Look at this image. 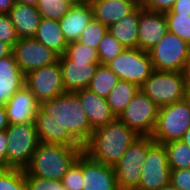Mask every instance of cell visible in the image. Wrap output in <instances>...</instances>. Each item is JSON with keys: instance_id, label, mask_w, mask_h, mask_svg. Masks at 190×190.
Segmentation results:
<instances>
[{"instance_id": "cell-1", "label": "cell", "mask_w": 190, "mask_h": 190, "mask_svg": "<svg viewBox=\"0 0 190 190\" xmlns=\"http://www.w3.org/2000/svg\"><path fill=\"white\" fill-rule=\"evenodd\" d=\"M139 137L134 130L116 118L93 131L83 146V152L95 161L114 166Z\"/></svg>"}, {"instance_id": "cell-2", "label": "cell", "mask_w": 190, "mask_h": 190, "mask_svg": "<svg viewBox=\"0 0 190 190\" xmlns=\"http://www.w3.org/2000/svg\"><path fill=\"white\" fill-rule=\"evenodd\" d=\"M83 147L40 142L33 153L25 177L62 180L69 167L77 160Z\"/></svg>"}, {"instance_id": "cell-3", "label": "cell", "mask_w": 190, "mask_h": 190, "mask_svg": "<svg viewBox=\"0 0 190 190\" xmlns=\"http://www.w3.org/2000/svg\"><path fill=\"white\" fill-rule=\"evenodd\" d=\"M44 113L53 115L63 128L84 146L93 134L83 106L75 92H64L52 100L40 102Z\"/></svg>"}, {"instance_id": "cell-4", "label": "cell", "mask_w": 190, "mask_h": 190, "mask_svg": "<svg viewBox=\"0 0 190 190\" xmlns=\"http://www.w3.org/2000/svg\"><path fill=\"white\" fill-rule=\"evenodd\" d=\"M187 84L185 72L154 70L140 89L161 108L185 99Z\"/></svg>"}, {"instance_id": "cell-5", "label": "cell", "mask_w": 190, "mask_h": 190, "mask_svg": "<svg viewBox=\"0 0 190 190\" xmlns=\"http://www.w3.org/2000/svg\"><path fill=\"white\" fill-rule=\"evenodd\" d=\"M7 134V168L24 170L40 141L35 122L9 124Z\"/></svg>"}, {"instance_id": "cell-6", "label": "cell", "mask_w": 190, "mask_h": 190, "mask_svg": "<svg viewBox=\"0 0 190 190\" xmlns=\"http://www.w3.org/2000/svg\"><path fill=\"white\" fill-rule=\"evenodd\" d=\"M148 53L155 71L185 72L190 57V45L168 31Z\"/></svg>"}, {"instance_id": "cell-7", "label": "cell", "mask_w": 190, "mask_h": 190, "mask_svg": "<svg viewBox=\"0 0 190 190\" xmlns=\"http://www.w3.org/2000/svg\"><path fill=\"white\" fill-rule=\"evenodd\" d=\"M190 127V107L183 99L159 108L154 131L151 135L155 142L165 144L181 140Z\"/></svg>"}, {"instance_id": "cell-8", "label": "cell", "mask_w": 190, "mask_h": 190, "mask_svg": "<svg viewBox=\"0 0 190 190\" xmlns=\"http://www.w3.org/2000/svg\"><path fill=\"white\" fill-rule=\"evenodd\" d=\"M153 142L151 136H140L114 165L119 190H134L138 187L142 165Z\"/></svg>"}, {"instance_id": "cell-9", "label": "cell", "mask_w": 190, "mask_h": 190, "mask_svg": "<svg viewBox=\"0 0 190 190\" xmlns=\"http://www.w3.org/2000/svg\"><path fill=\"white\" fill-rule=\"evenodd\" d=\"M106 65L120 80L135 83L139 87L154 71L149 53L139 48H125Z\"/></svg>"}, {"instance_id": "cell-10", "label": "cell", "mask_w": 190, "mask_h": 190, "mask_svg": "<svg viewBox=\"0 0 190 190\" xmlns=\"http://www.w3.org/2000/svg\"><path fill=\"white\" fill-rule=\"evenodd\" d=\"M159 107L140 89L118 119L140 136H151Z\"/></svg>"}, {"instance_id": "cell-11", "label": "cell", "mask_w": 190, "mask_h": 190, "mask_svg": "<svg viewBox=\"0 0 190 190\" xmlns=\"http://www.w3.org/2000/svg\"><path fill=\"white\" fill-rule=\"evenodd\" d=\"M141 170L140 183L135 190H159L170 183L171 169L164 144L154 141L149 146Z\"/></svg>"}, {"instance_id": "cell-12", "label": "cell", "mask_w": 190, "mask_h": 190, "mask_svg": "<svg viewBox=\"0 0 190 190\" xmlns=\"http://www.w3.org/2000/svg\"><path fill=\"white\" fill-rule=\"evenodd\" d=\"M25 85L39 102L52 100L66 92L62 82V71L59 61L25 75Z\"/></svg>"}, {"instance_id": "cell-13", "label": "cell", "mask_w": 190, "mask_h": 190, "mask_svg": "<svg viewBox=\"0 0 190 190\" xmlns=\"http://www.w3.org/2000/svg\"><path fill=\"white\" fill-rule=\"evenodd\" d=\"M20 70L27 73L58 61L59 56L35 38L19 39L12 48Z\"/></svg>"}, {"instance_id": "cell-14", "label": "cell", "mask_w": 190, "mask_h": 190, "mask_svg": "<svg viewBox=\"0 0 190 190\" xmlns=\"http://www.w3.org/2000/svg\"><path fill=\"white\" fill-rule=\"evenodd\" d=\"M40 102L31 90L24 85L17 90L5 104L9 124H25L35 122Z\"/></svg>"}, {"instance_id": "cell-15", "label": "cell", "mask_w": 190, "mask_h": 190, "mask_svg": "<svg viewBox=\"0 0 190 190\" xmlns=\"http://www.w3.org/2000/svg\"><path fill=\"white\" fill-rule=\"evenodd\" d=\"M83 190H119L114 166L91 159L83 152Z\"/></svg>"}, {"instance_id": "cell-16", "label": "cell", "mask_w": 190, "mask_h": 190, "mask_svg": "<svg viewBox=\"0 0 190 190\" xmlns=\"http://www.w3.org/2000/svg\"><path fill=\"white\" fill-rule=\"evenodd\" d=\"M168 32L165 13L143 9L138 24V48L149 51Z\"/></svg>"}, {"instance_id": "cell-17", "label": "cell", "mask_w": 190, "mask_h": 190, "mask_svg": "<svg viewBox=\"0 0 190 190\" xmlns=\"http://www.w3.org/2000/svg\"><path fill=\"white\" fill-rule=\"evenodd\" d=\"M62 82L66 92L88 88L100 63H81L68 59L64 54L58 58Z\"/></svg>"}, {"instance_id": "cell-18", "label": "cell", "mask_w": 190, "mask_h": 190, "mask_svg": "<svg viewBox=\"0 0 190 190\" xmlns=\"http://www.w3.org/2000/svg\"><path fill=\"white\" fill-rule=\"evenodd\" d=\"M39 141L48 144L83 147L53 115L44 113L40 108L35 117Z\"/></svg>"}, {"instance_id": "cell-19", "label": "cell", "mask_w": 190, "mask_h": 190, "mask_svg": "<svg viewBox=\"0 0 190 190\" xmlns=\"http://www.w3.org/2000/svg\"><path fill=\"white\" fill-rule=\"evenodd\" d=\"M75 94L78 96L93 130L116 119L110 110L106 98L98 96L88 88L78 90Z\"/></svg>"}, {"instance_id": "cell-20", "label": "cell", "mask_w": 190, "mask_h": 190, "mask_svg": "<svg viewBox=\"0 0 190 190\" xmlns=\"http://www.w3.org/2000/svg\"><path fill=\"white\" fill-rule=\"evenodd\" d=\"M92 18L93 11L91 5L74 2L69 11L58 20L67 43L78 41Z\"/></svg>"}, {"instance_id": "cell-21", "label": "cell", "mask_w": 190, "mask_h": 190, "mask_svg": "<svg viewBox=\"0 0 190 190\" xmlns=\"http://www.w3.org/2000/svg\"><path fill=\"white\" fill-rule=\"evenodd\" d=\"M25 85V74L16 63L13 52L0 59V104L5 105Z\"/></svg>"}, {"instance_id": "cell-22", "label": "cell", "mask_w": 190, "mask_h": 190, "mask_svg": "<svg viewBox=\"0 0 190 190\" xmlns=\"http://www.w3.org/2000/svg\"><path fill=\"white\" fill-rule=\"evenodd\" d=\"M139 5L133 0H101L91 5L93 18L107 28L128 16Z\"/></svg>"}, {"instance_id": "cell-23", "label": "cell", "mask_w": 190, "mask_h": 190, "mask_svg": "<svg viewBox=\"0 0 190 190\" xmlns=\"http://www.w3.org/2000/svg\"><path fill=\"white\" fill-rule=\"evenodd\" d=\"M8 14L19 39L34 38L41 20L37 7L14 3Z\"/></svg>"}, {"instance_id": "cell-24", "label": "cell", "mask_w": 190, "mask_h": 190, "mask_svg": "<svg viewBox=\"0 0 190 190\" xmlns=\"http://www.w3.org/2000/svg\"><path fill=\"white\" fill-rule=\"evenodd\" d=\"M144 8L139 5L128 16L123 17L108 28V31L125 47L138 48V24L140 12Z\"/></svg>"}, {"instance_id": "cell-25", "label": "cell", "mask_w": 190, "mask_h": 190, "mask_svg": "<svg viewBox=\"0 0 190 190\" xmlns=\"http://www.w3.org/2000/svg\"><path fill=\"white\" fill-rule=\"evenodd\" d=\"M34 38L58 56L65 53L68 45L60 29L59 22L52 19L41 18Z\"/></svg>"}, {"instance_id": "cell-26", "label": "cell", "mask_w": 190, "mask_h": 190, "mask_svg": "<svg viewBox=\"0 0 190 190\" xmlns=\"http://www.w3.org/2000/svg\"><path fill=\"white\" fill-rule=\"evenodd\" d=\"M139 90L140 87L135 83L119 79L106 98L110 110L116 118L125 110Z\"/></svg>"}, {"instance_id": "cell-27", "label": "cell", "mask_w": 190, "mask_h": 190, "mask_svg": "<svg viewBox=\"0 0 190 190\" xmlns=\"http://www.w3.org/2000/svg\"><path fill=\"white\" fill-rule=\"evenodd\" d=\"M119 77L107 66L99 64L88 89L100 97L107 98Z\"/></svg>"}, {"instance_id": "cell-28", "label": "cell", "mask_w": 190, "mask_h": 190, "mask_svg": "<svg viewBox=\"0 0 190 190\" xmlns=\"http://www.w3.org/2000/svg\"><path fill=\"white\" fill-rule=\"evenodd\" d=\"M167 151L170 169L190 168V147L182 140L171 141L164 144Z\"/></svg>"}, {"instance_id": "cell-29", "label": "cell", "mask_w": 190, "mask_h": 190, "mask_svg": "<svg viewBox=\"0 0 190 190\" xmlns=\"http://www.w3.org/2000/svg\"><path fill=\"white\" fill-rule=\"evenodd\" d=\"M74 0H39L37 10L41 18L60 20L73 5Z\"/></svg>"}, {"instance_id": "cell-30", "label": "cell", "mask_w": 190, "mask_h": 190, "mask_svg": "<svg viewBox=\"0 0 190 190\" xmlns=\"http://www.w3.org/2000/svg\"><path fill=\"white\" fill-rule=\"evenodd\" d=\"M64 55L71 61L81 63H100L98 50L78 41L68 43Z\"/></svg>"}, {"instance_id": "cell-31", "label": "cell", "mask_w": 190, "mask_h": 190, "mask_svg": "<svg viewBox=\"0 0 190 190\" xmlns=\"http://www.w3.org/2000/svg\"><path fill=\"white\" fill-rule=\"evenodd\" d=\"M0 190H28L25 171L14 168H0Z\"/></svg>"}, {"instance_id": "cell-32", "label": "cell", "mask_w": 190, "mask_h": 190, "mask_svg": "<svg viewBox=\"0 0 190 190\" xmlns=\"http://www.w3.org/2000/svg\"><path fill=\"white\" fill-rule=\"evenodd\" d=\"M108 32V28L100 21L92 18L78 39L83 45L98 49L100 41Z\"/></svg>"}, {"instance_id": "cell-33", "label": "cell", "mask_w": 190, "mask_h": 190, "mask_svg": "<svg viewBox=\"0 0 190 190\" xmlns=\"http://www.w3.org/2000/svg\"><path fill=\"white\" fill-rule=\"evenodd\" d=\"M125 47L108 31L100 41L98 55L100 64L106 65L119 55Z\"/></svg>"}, {"instance_id": "cell-34", "label": "cell", "mask_w": 190, "mask_h": 190, "mask_svg": "<svg viewBox=\"0 0 190 190\" xmlns=\"http://www.w3.org/2000/svg\"><path fill=\"white\" fill-rule=\"evenodd\" d=\"M83 151L77 160L69 167L61 182L67 190H83Z\"/></svg>"}, {"instance_id": "cell-35", "label": "cell", "mask_w": 190, "mask_h": 190, "mask_svg": "<svg viewBox=\"0 0 190 190\" xmlns=\"http://www.w3.org/2000/svg\"><path fill=\"white\" fill-rule=\"evenodd\" d=\"M168 31L174 33L190 45V16L189 15H165Z\"/></svg>"}, {"instance_id": "cell-36", "label": "cell", "mask_w": 190, "mask_h": 190, "mask_svg": "<svg viewBox=\"0 0 190 190\" xmlns=\"http://www.w3.org/2000/svg\"><path fill=\"white\" fill-rule=\"evenodd\" d=\"M19 40L16 29L8 13H0V41L11 48Z\"/></svg>"}, {"instance_id": "cell-37", "label": "cell", "mask_w": 190, "mask_h": 190, "mask_svg": "<svg viewBox=\"0 0 190 190\" xmlns=\"http://www.w3.org/2000/svg\"><path fill=\"white\" fill-rule=\"evenodd\" d=\"M28 190H67L60 180L26 177Z\"/></svg>"}, {"instance_id": "cell-38", "label": "cell", "mask_w": 190, "mask_h": 190, "mask_svg": "<svg viewBox=\"0 0 190 190\" xmlns=\"http://www.w3.org/2000/svg\"><path fill=\"white\" fill-rule=\"evenodd\" d=\"M170 183L179 190H190V168L171 169Z\"/></svg>"}, {"instance_id": "cell-39", "label": "cell", "mask_w": 190, "mask_h": 190, "mask_svg": "<svg viewBox=\"0 0 190 190\" xmlns=\"http://www.w3.org/2000/svg\"><path fill=\"white\" fill-rule=\"evenodd\" d=\"M176 0H141V6L144 9L166 13L170 11Z\"/></svg>"}, {"instance_id": "cell-40", "label": "cell", "mask_w": 190, "mask_h": 190, "mask_svg": "<svg viewBox=\"0 0 190 190\" xmlns=\"http://www.w3.org/2000/svg\"><path fill=\"white\" fill-rule=\"evenodd\" d=\"M165 15H189L190 16V0H176L172 9Z\"/></svg>"}, {"instance_id": "cell-41", "label": "cell", "mask_w": 190, "mask_h": 190, "mask_svg": "<svg viewBox=\"0 0 190 190\" xmlns=\"http://www.w3.org/2000/svg\"><path fill=\"white\" fill-rule=\"evenodd\" d=\"M7 142L6 131L0 132V168H7Z\"/></svg>"}, {"instance_id": "cell-42", "label": "cell", "mask_w": 190, "mask_h": 190, "mask_svg": "<svg viewBox=\"0 0 190 190\" xmlns=\"http://www.w3.org/2000/svg\"><path fill=\"white\" fill-rule=\"evenodd\" d=\"M9 126L5 105L0 104V132L5 131Z\"/></svg>"}, {"instance_id": "cell-43", "label": "cell", "mask_w": 190, "mask_h": 190, "mask_svg": "<svg viewBox=\"0 0 190 190\" xmlns=\"http://www.w3.org/2000/svg\"><path fill=\"white\" fill-rule=\"evenodd\" d=\"M14 3V0H0V13H9Z\"/></svg>"}, {"instance_id": "cell-44", "label": "cell", "mask_w": 190, "mask_h": 190, "mask_svg": "<svg viewBox=\"0 0 190 190\" xmlns=\"http://www.w3.org/2000/svg\"><path fill=\"white\" fill-rule=\"evenodd\" d=\"M11 52L12 48L8 44L0 41V59L8 56Z\"/></svg>"}, {"instance_id": "cell-45", "label": "cell", "mask_w": 190, "mask_h": 190, "mask_svg": "<svg viewBox=\"0 0 190 190\" xmlns=\"http://www.w3.org/2000/svg\"><path fill=\"white\" fill-rule=\"evenodd\" d=\"M39 0H14L15 3L24 4V5H31L37 7Z\"/></svg>"}, {"instance_id": "cell-46", "label": "cell", "mask_w": 190, "mask_h": 190, "mask_svg": "<svg viewBox=\"0 0 190 190\" xmlns=\"http://www.w3.org/2000/svg\"><path fill=\"white\" fill-rule=\"evenodd\" d=\"M181 140L184 141V143L190 147V127L185 132V134L182 136Z\"/></svg>"}, {"instance_id": "cell-47", "label": "cell", "mask_w": 190, "mask_h": 190, "mask_svg": "<svg viewBox=\"0 0 190 190\" xmlns=\"http://www.w3.org/2000/svg\"><path fill=\"white\" fill-rule=\"evenodd\" d=\"M185 100L188 102V105L190 107V83H188L186 87Z\"/></svg>"}, {"instance_id": "cell-48", "label": "cell", "mask_w": 190, "mask_h": 190, "mask_svg": "<svg viewBox=\"0 0 190 190\" xmlns=\"http://www.w3.org/2000/svg\"><path fill=\"white\" fill-rule=\"evenodd\" d=\"M159 190H179V189L175 188L171 183H168Z\"/></svg>"}, {"instance_id": "cell-49", "label": "cell", "mask_w": 190, "mask_h": 190, "mask_svg": "<svg viewBox=\"0 0 190 190\" xmlns=\"http://www.w3.org/2000/svg\"><path fill=\"white\" fill-rule=\"evenodd\" d=\"M185 74H186V77H187L188 83H190V57H189V61H188V65H187V68H186Z\"/></svg>"}, {"instance_id": "cell-50", "label": "cell", "mask_w": 190, "mask_h": 190, "mask_svg": "<svg viewBox=\"0 0 190 190\" xmlns=\"http://www.w3.org/2000/svg\"><path fill=\"white\" fill-rule=\"evenodd\" d=\"M98 1H101V0H77V2L85 3V4H88V5H92L93 3H96Z\"/></svg>"}, {"instance_id": "cell-51", "label": "cell", "mask_w": 190, "mask_h": 190, "mask_svg": "<svg viewBox=\"0 0 190 190\" xmlns=\"http://www.w3.org/2000/svg\"><path fill=\"white\" fill-rule=\"evenodd\" d=\"M135 1L138 5H141V0H133Z\"/></svg>"}]
</instances>
